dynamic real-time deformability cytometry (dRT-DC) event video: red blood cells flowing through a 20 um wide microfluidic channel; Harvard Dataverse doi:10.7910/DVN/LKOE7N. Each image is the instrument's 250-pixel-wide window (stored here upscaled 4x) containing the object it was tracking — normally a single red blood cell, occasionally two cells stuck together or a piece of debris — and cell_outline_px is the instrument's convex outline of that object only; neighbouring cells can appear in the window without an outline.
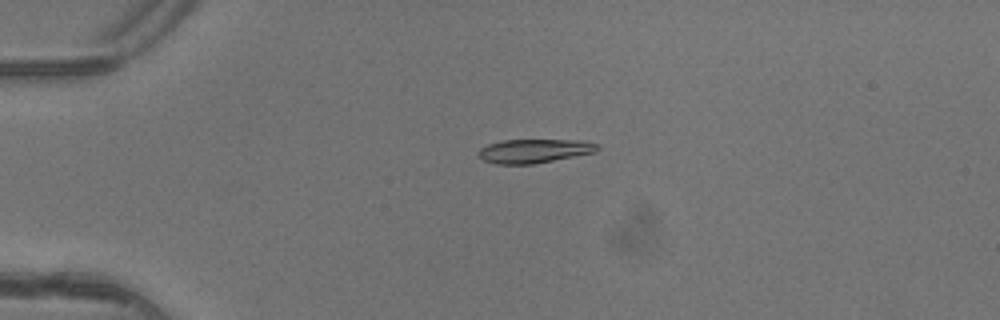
{"species": "common noctule bat (a hibernating species)", "species_latin": "Nyctalus noctula", "temperature_condition": "warm", "stored_images_in_passage": 6, "camera_frame_rate_fps": 3000, "um_per_image_px": 0.085, "animal": {"sex": "female"}, "frame": {"image": 1, "passage_image": 3, "time_ms": 0.667, "image_size_px": [1000, 320], "cell_outline_px": [[600, 148], [596, 152], [532, 164], [496, 164], [484, 160], [476, 156], [476, 152], [480, 148], [488, 144], [504, 140], [584, 140], [600, 144]], "centroid_in_image_um": [45.41, 12.82], "position_along_channel_um": 39.6, "area_um2": 16.7}}
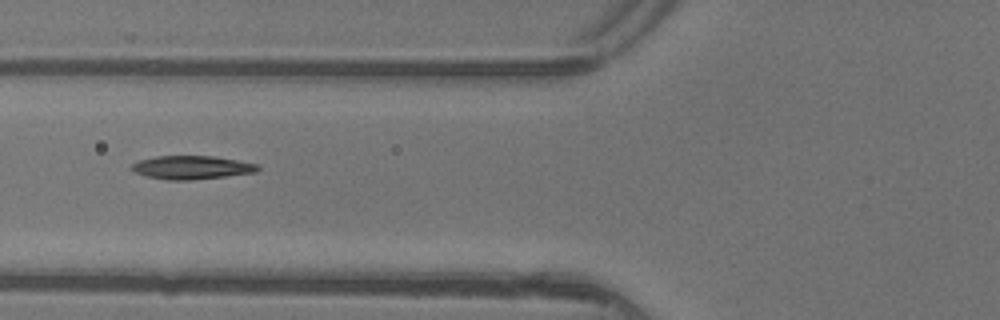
{"frame": {"image": 2, "passage_image": 5, "time_ms": 1.333, "image_size_px": [1000, 320], "cell_outline_px": [[260, 168], [256, 172], [192, 180], [168, 180], [148, 176], [136, 172], [132, 168], [132, 164], [140, 160], [156, 156], [212, 156], [236, 160], [256, 164]], "centroid_in_image_um": [16.3, 14.23], "position_along_channel_um": 109.5, "area_um2": 16.88}}
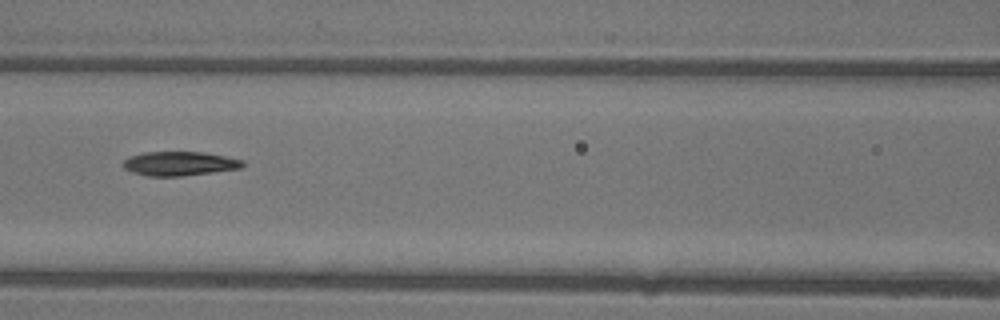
{"frame": {"image": 3, "passage_image": 6, "time_ms": 1.667, "image_size_px": [1000, 320], "cell_outline_px": [[244, 164], [240, 168], [212, 172], [180, 176], [148, 176], [132, 172], [124, 168], [124, 160], [128, 156], [144, 152], [200, 152], [224, 156], [244, 160]], "centroid_in_image_um": [15.23, 13.9], "position_along_channel_um": 151.4, "area_um2": 16.65}}